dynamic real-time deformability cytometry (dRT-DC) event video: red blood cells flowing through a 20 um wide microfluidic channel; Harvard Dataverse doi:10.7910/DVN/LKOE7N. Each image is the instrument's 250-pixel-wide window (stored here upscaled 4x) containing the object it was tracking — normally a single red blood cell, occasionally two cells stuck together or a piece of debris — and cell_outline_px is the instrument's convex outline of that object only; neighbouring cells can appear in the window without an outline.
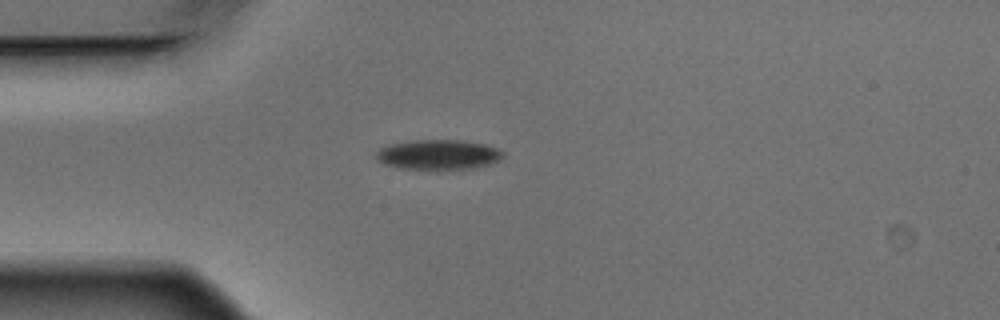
{"species": "Egyptian fruit bat (a non-hibernating species)", "species_latin": "Rousettus aegyptiacus", "temperature_condition": "warm", "stored_images_in_passage": 1, "camera_frame_rate_fps": 3000, "um_per_image_px": 0.085, "animal": {"sex": "male"}, "frame": {"image": 1, "passage_image": 1, "time_ms": 0.0, "image_size_px": [1000, 320], "cell_outline_px": [[504, 152], [492, 164], [472, 168], [440, 172], [436, 172], [400, 168], [384, 164], [376, 156], [376, 152], [380, 148], [388, 144], [412, 140], [464, 140], [484, 144], [496, 148]], "centroid_in_image_um": [37.22, 13.18], "position_along_channel_um": 47.8, "area_um2": 22.77}}